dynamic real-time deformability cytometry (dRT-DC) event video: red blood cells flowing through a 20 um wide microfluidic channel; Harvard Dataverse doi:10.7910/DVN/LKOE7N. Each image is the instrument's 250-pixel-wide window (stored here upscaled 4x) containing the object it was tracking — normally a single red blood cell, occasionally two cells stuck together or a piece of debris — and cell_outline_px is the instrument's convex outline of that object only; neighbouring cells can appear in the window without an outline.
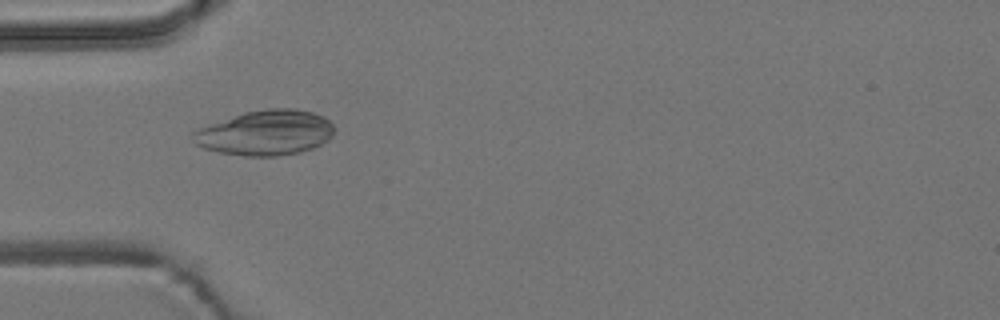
{"species": "common noctule bat (a hibernating species)", "species_latin": "Nyctalus noctula", "temperature_condition": "room temperature", "stored_images_in_passage": 36, "camera_frame_rate_fps": 3000, "um_per_image_px": 0.085, "animal": {"sex": "male", "body_mass_g": 19.2, "forearm_length_mm": 51.8}, "frame": {"image": 1, "passage_image": 5, "time_ms": 1.333, "image_size_px": [1000, 320], "cell_outline_px": [[332, 136], [328, 140], [312, 148], [300, 152], [280, 156], [244, 156], [220, 152], [204, 148], [196, 144], [192, 140], [192, 132], [208, 124], [244, 112], [268, 108], [296, 108], [312, 112], [324, 116], [332, 124]], "centroid_in_image_um": [22.56, 11.28], "position_along_channel_um": 62.4, "area_um2": 37.11}}
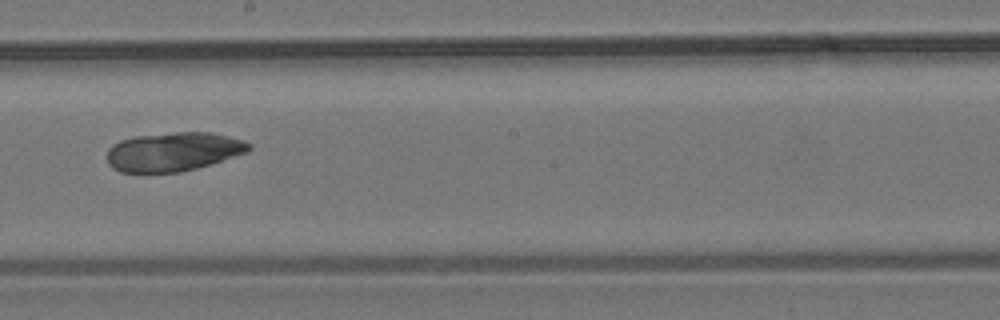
{"frame": {"image": 2, "passage_image": 19, "time_ms": 6.0, "image_size_px": [1000, 320], "cell_outline_px": [[252, 148], [248, 152], [196, 168], [180, 172], [120, 172], [112, 168], [108, 164], [108, 148], [112, 144], [120, 140], [132, 136], [176, 132], [212, 132], [244, 140], [252, 144]], "centroid_in_image_um": [14.73, 12.88], "position_along_channel_um": 233.5, "area_um2": 32.31}}
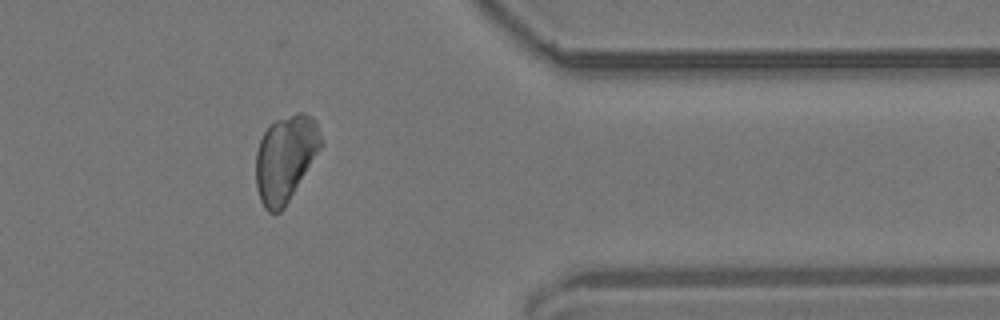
{"frame": {"image": 3, "passage_image": 33, "time_ms": 10.667, "image_size_px": [1000, 320], "cell_outline_px": [[324, 144], [284, 208], [280, 212], [268, 212], [264, 208], [260, 200], [256, 184], [256, 152], [260, 140], [268, 124], [276, 120], [296, 112], [304, 112], [312, 116], [316, 120], [324, 140]], "centroid_in_image_um": [24.29, 13.42], "position_along_channel_um": 387.1, "area_um2": 33.18}}